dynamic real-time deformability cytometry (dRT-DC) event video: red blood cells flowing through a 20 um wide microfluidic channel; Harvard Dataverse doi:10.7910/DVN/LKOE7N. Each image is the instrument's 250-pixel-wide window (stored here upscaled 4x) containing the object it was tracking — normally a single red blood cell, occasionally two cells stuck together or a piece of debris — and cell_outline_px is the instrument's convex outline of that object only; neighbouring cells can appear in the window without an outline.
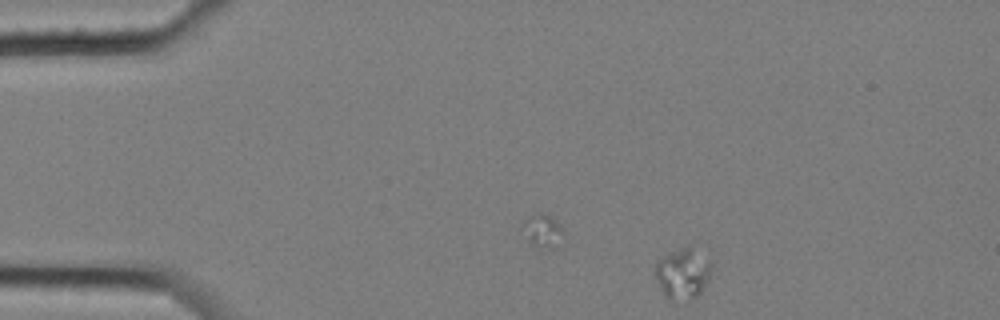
{"species": "common noctule bat (a hibernating species)", "species_latin": "Nyctalus noctula", "temperature_condition": "cold", "stored_images_in_passage": 9, "camera_frame_rate_fps": 3000, "um_per_image_px": 0.085, "animal": {"sex": "female", "body_mass_g": 25.1}, "frame": {"image": 1, "passage_image": 2, "time_ms": 0.333, "image_size_px": [1000, 320], "cell_outline_px": [[712, 268], [708, 280], [704, 288], [692, 300], [664, 296], [652, 272], [656, 264], [664, 256], [688, 244], [708, 260]], "centroid_in_image_um": [58.02, 23.23], "position_along_channel_um": 27.0, "area_um2": 16.36}}